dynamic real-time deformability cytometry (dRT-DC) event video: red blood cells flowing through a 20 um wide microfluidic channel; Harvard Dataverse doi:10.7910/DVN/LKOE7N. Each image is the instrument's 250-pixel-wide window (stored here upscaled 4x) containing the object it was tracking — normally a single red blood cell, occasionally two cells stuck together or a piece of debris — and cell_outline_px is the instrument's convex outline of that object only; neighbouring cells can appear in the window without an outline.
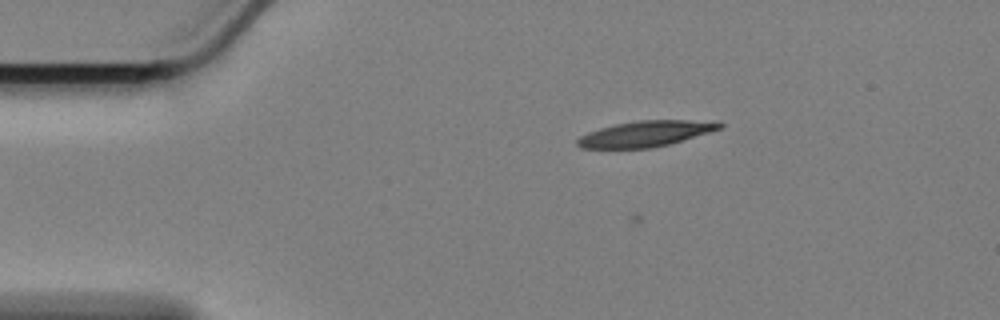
{"species": "Egyptian fruit bat (a non-hibernating species)", "species_latin": "Rousettus aegyptiacus", "temperature_condition": "cold", "stored_images_in_passage": 49, "camera_frame_rate_fps": 3000, "um_per_image_px": 0.085, "animal": {"sex": "female"}, "frame": {"image": 1, "passage_image": 1, "time_ms": 0.0, "image_size_px": [1000, 320], "cell_outline_px": [[724, 124], [720, 128], [708, 132], [668, 144], [648, 148], [580, 148], [576, 144], [576, 140], [580, 136], [588, 132], [600, 128], [616, 124], [636, 120], [720, 120]], "centroid_in_image_um": [54.88, 11.35], "position_along_channel_um": 30.1, "area_um2": 21.27}}
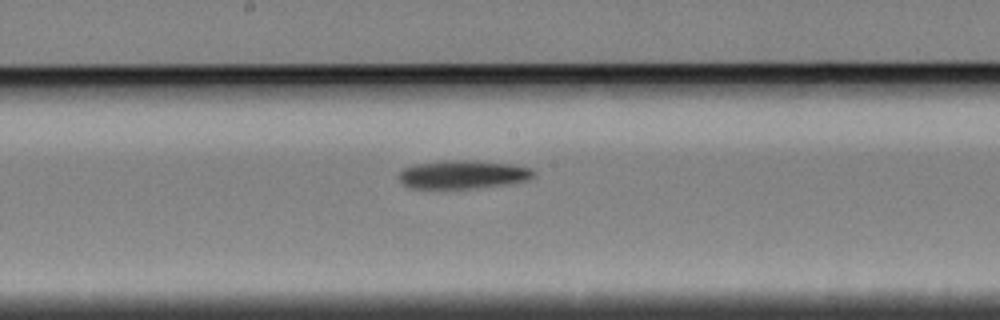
{"frame": {"image": 2, "passage_image": 21, "time_ms": 6.667, "image_size_px": [1000, 320], "cell_outline_px": [[536, 176], [528, 180], [504, 184], [476, 188], [408, 188], [400, 180], [400, 172], [404, 168], [412, 164], [444, 160], [472, 160], [512, 164], [532, 168], [536, 172]], "centroid_in_image_um": [39.37, 14.82], "position_along_channel_um": 208.8, "area_um2": 22.43}}
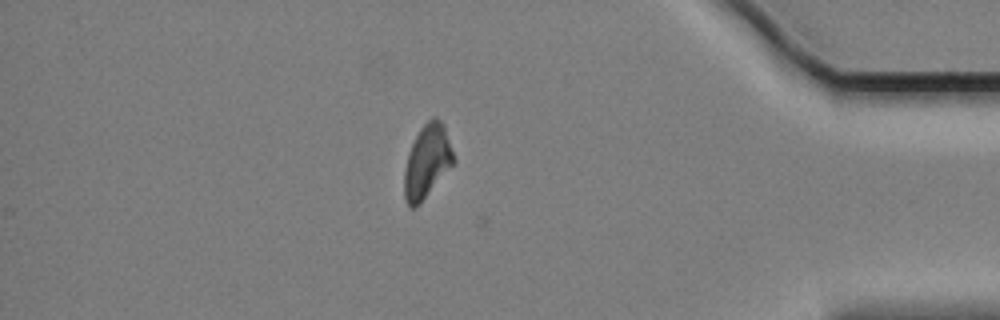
{"frame": {"image": 3, "passage_image": 41, "time_ms": 13.333, "image_size_px": [1000, 320], "cell_outline_px": [[456, 160], [420, 204], [412, 208], [404, 200], [404, 172], [408, 156], [412, 144], [420, 128], [432, 116], [436, 116], [444, 124]], "centroid_in_image_um": [36.31, 13.7], "position_along_channel_um": 398.9, "area_um2": 20.92}, "authors_computed_cell_mechanics": {"area_um2": 21.6172, "velocity_mm_per_s": 3.3832, "shape_relaxation_time_tau1_ms": 4.2368, "shape_relaxation_time_tau2_ms": null, "deformation_change_tau1": 0.1388, "deformation_change_tau2": null}}